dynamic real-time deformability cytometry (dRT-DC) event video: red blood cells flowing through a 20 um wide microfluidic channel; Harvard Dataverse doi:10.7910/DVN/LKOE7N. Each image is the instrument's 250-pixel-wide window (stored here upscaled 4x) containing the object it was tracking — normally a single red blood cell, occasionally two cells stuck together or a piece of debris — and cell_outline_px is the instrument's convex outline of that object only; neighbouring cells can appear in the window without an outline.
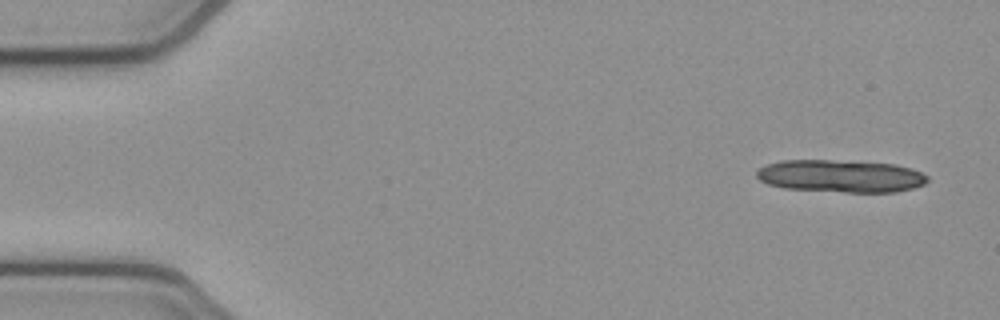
{"species": "common noctule bat (a hibernating species)", "species_latin": "Nyctalus noctula", "temperature_condition": "cold", "stored_images_in_passage": 14, "camera_frame_rate_fps": 3000, "um_per_image_px": 0.085, "animal": {"sex": "female", "body_mass_g": 21.9}, "frame": {"image": 1, "passage_image": 3, "time_ms": 0.667, "image_size_px": [1000, 320], "cell_outline_px": [[928, 180], [924, 184], [912, 188], [896, 192], [844, 192], [784, 188], [768, 184], [760, 180], [756, 176], [756, 172], [760, 168], [768, 164], [780, 160], [832, 160], [896, 164], [912, 168], [928, 176]], "centroid_in_image_um": [71.46, 14.96], "position_along_channel_um": 13.5, "area_um2": 32.37}}